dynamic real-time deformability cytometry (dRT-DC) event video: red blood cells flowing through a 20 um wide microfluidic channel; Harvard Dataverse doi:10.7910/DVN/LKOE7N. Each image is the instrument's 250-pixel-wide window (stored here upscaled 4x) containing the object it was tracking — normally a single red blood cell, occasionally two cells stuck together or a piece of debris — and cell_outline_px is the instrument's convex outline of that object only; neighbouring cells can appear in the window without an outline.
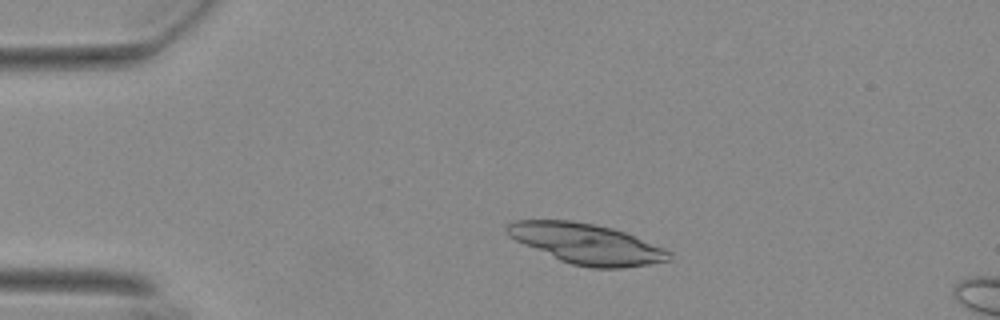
{"species": "Egyptian fruit bat (a non-hibernating species)", "species_latin": "Rousettus aegyptiacus", "temperature_condition": "warm", "stored_images_in_passage": 44, "camera_frame_rate_fps": 3000, "um_per_image_px": 0.085, "animal": {"sex": "female"}, "frame": {"image": 1, "passage_image": 1, "time_ms": 0.0, "image_size_px": [1000, 320], "cell_outline_px": [[672, 252], [668, 260], [648, 264], [624, 268], [592, 268], [572, 264], [560, 260], [524, 244], [508, 236], [504, 232], [504, 228], [512, 220], [572, 220], [612, 228], [624, 232], [664, 248]], "centroid_in_image_um": [49.82, 20.71], "position_along_channel_um": 35.2, "area_um2": 37.74}}